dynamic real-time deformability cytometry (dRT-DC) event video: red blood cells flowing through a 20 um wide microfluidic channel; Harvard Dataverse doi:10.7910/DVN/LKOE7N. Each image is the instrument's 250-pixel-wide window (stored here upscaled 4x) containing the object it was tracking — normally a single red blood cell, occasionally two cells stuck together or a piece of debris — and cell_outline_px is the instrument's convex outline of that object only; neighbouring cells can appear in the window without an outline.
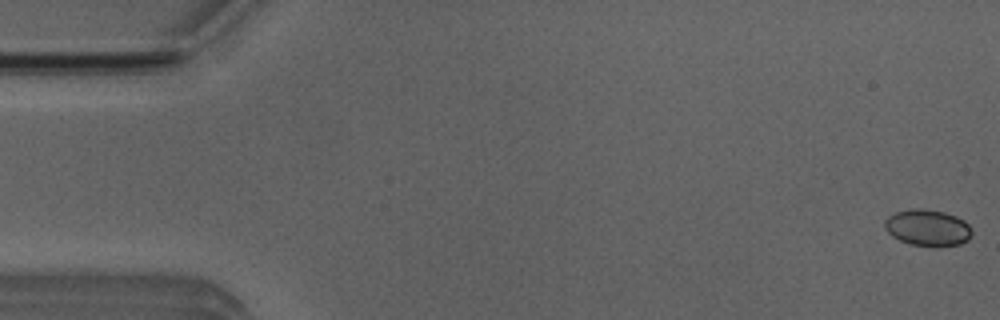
{"species": "Egyptian fruit bat (a non-hibernating species)", "species_latin": "Rousettus aegyptiacus", "temperature_condition": "room temperature", "stored_images_in_passage": 54, "camera_frame_rate_fps": 3000, "um_per_image_px": 0.085, "animal": {"sex": "male"}, "frame": {"image": 1, "passage_image": 1, "time_ms": 0.0, "image_size_px": [1000, 320], "cell_outline_px": [[972, 232], [968, 240], [960, 244], [912, 244], [900, 240], [892, 236], [888, 232], [884, 224], [884, 220], [888, 216], [896, 212], [912, 208], [924, 208], [944, 212], [956, 216], [964, 220], [968, 224]], "centroid_in_image_um": [78.83, 19.31], "position_along_channel_um": 6.2, "area_um2": 18.03}}
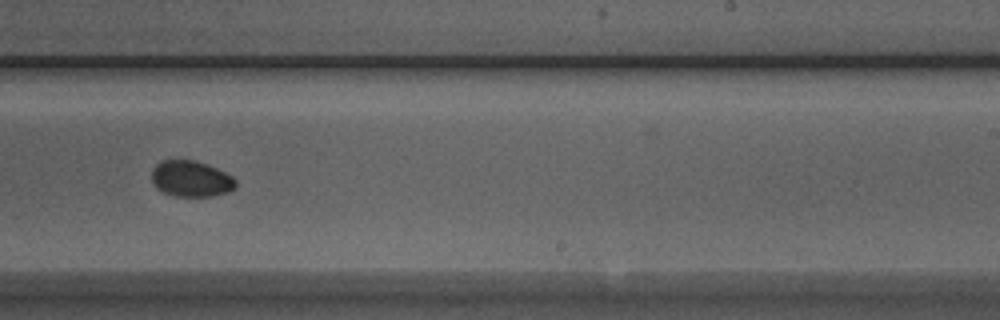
{"frame": {"image": 2, "passage_image": 33, "time_ms": 10.667, "image_size_px": [1000, 320], "cell_outline_px": [[236, 188], [228, 192], [212, 196], [172, 196], [156, 188], [152, 184], [152, 168], [156, 164], [164, 160], [192, 160], [208, 164], [232, 176], [236, 180]], "centroid_in_image_um": [16.23, 15.2], "position_along_channel_um": 272.8, "area_um2": 17.74}}
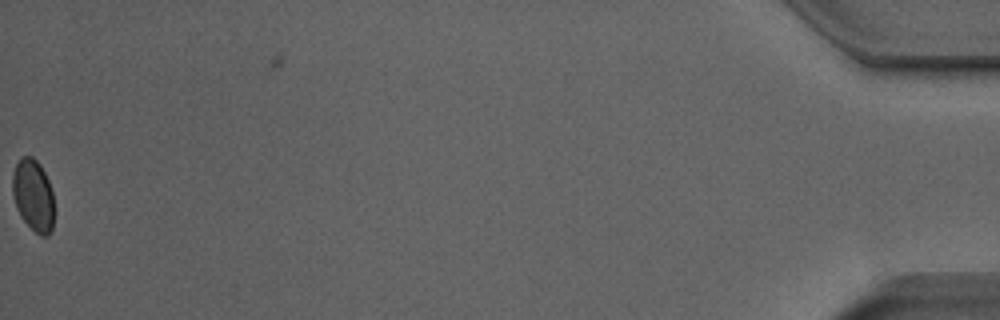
{"frame": {"image": 3, "passage_image": 54, "time_ms": 17.667, "image_size_px": [1000, 320], "cell_outline_px": [[52, 228], [48, 236], [40, 236], [20, 216], [16, 208], [12, 192], [12, 172], [20, 156], [32, 156], [40, 164], [48, 180], [52, 192]], "centroid_in_image_um": [2.79, 16.57], "position_along_channel_um": 432.4, "area_um2": 17.34}}